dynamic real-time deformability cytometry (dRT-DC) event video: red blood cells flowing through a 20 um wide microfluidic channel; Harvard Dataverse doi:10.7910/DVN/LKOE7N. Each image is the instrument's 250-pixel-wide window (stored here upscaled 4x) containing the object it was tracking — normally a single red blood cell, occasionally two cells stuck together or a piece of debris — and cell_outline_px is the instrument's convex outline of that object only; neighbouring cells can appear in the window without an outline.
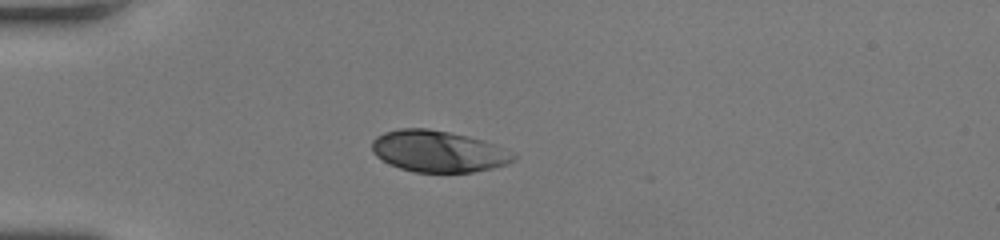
{"species": "human", "species_latin": "Homo sapiens", "temperature_condition": "room temperature", "stored_images_in_passage": 36, "camera_frame_rate_fps": 3000, "um_per_image_px": 0.085, "donor": {"sex": "female"}, "frame": {"image": 1, "passage_image": 1, "time_ms": 0.0, "image_size_px": [1000, 240], "cell_outline_px": [[516, 156], [508, 164], [492, 168], [472, 172], [412, 172], [388, 164], [376, 156], [372, 152], [372, 140], [376, 136], [384, 132], [400, 128], [428, 128], [468, 136], [484, 140]], "centroid_in_image_um": [37.17, 12.86], "position_along_channel_um": 47.8, "area_um2": 34.04}}
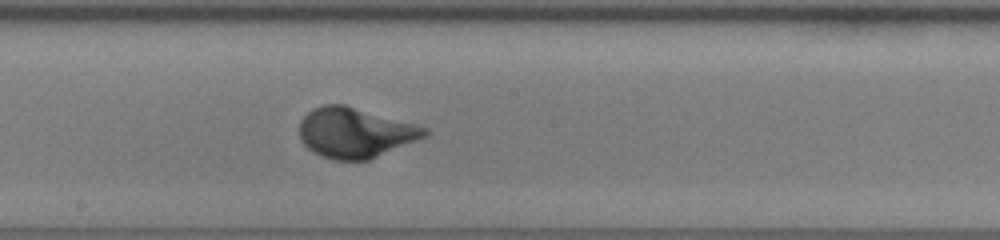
{"frame": {"image": 2, "passage_image": 15, "time_ms": 4.667, "image_size_px": [1000, 240], "cell_outline_px": [[428, 136], [368, 160], [336, 160], [312, 152], [300, 140], [300, 120], [312, 108], [324, 104], [344, 104], [428, 128]], "centroid_in_image_um": [30.17, 11.27], "position_along_channel_um": 218.0, "area_um2": 36.36}}
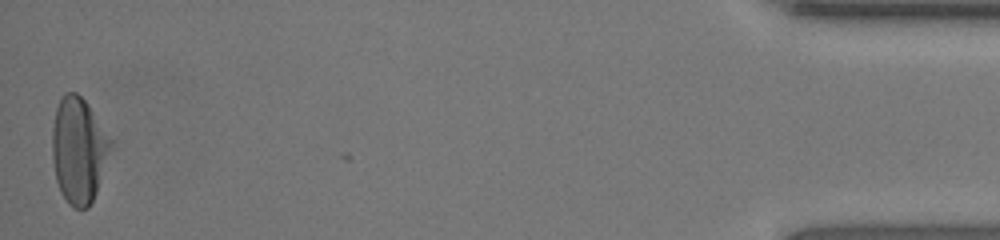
{"frame": {"image": 3, "passage_image": 36, "time_ms": 11.667, "image_size_px": [1000, 240], "cell_outline_px": [[112, 148], [96, 192], [88, 208], [72, 208], [68, 204], [60, 192], [56, 180], [52, 160], [52, 128], [56, 108], [64, 92], [76, 92], [88, 104], [112, 140]], "centroid_in_image_um": [6.67, 12.77], "position_along_channel_um": 428.5, "area_um2": 36.13}, "authors_computed_cell_mechanics": {"area_um2": 35.5181, "velocity_mm_per_s": 4.2237, "shape_relaxation_time_tau1_ms": 2.3926, "shape_relaxation_time_tau2_ms": null, "deformation_change_tau1": 0.1796, "deformation_change_tau2": null}}